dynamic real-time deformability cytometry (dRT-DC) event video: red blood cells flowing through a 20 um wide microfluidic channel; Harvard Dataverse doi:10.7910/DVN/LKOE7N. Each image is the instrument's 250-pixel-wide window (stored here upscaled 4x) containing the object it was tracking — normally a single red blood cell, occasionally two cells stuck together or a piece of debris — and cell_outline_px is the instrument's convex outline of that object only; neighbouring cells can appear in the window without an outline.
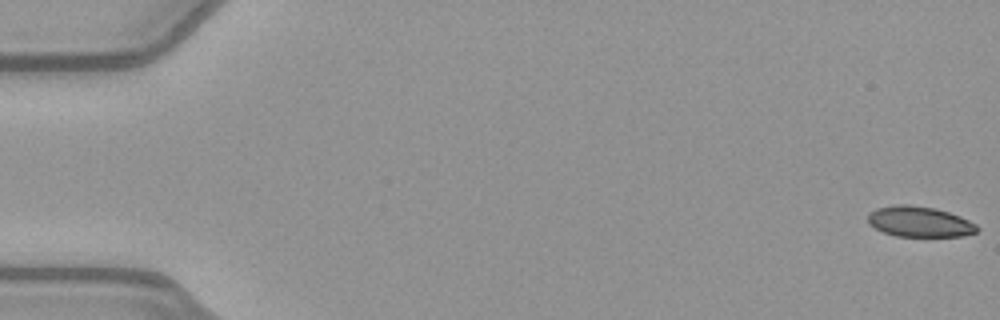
{"species": "common noctule bat (a hibernating species)", "species_latin": "Nyctalus noctula", "temperature_condition": "warm", "stored_images_in_passage": 52, "camera_frame_rate_fps": 3000, "um_per_image_px": 0.085, "animal": {"sex": "female", "body_mass_g": 21.9}, "frame": {"image": 1, "passage_image": 1, "time_ms": 0.0, "image_size_px": [1000, 320], "cell_outline_px": [[980, 228], [976, 232], [964, 236], [896, 236], [884, 232], [868, 224], [868, 212], [876, 208], [896, 204], [908, 204], [936, 208], [960, 216], [976, 224]], "centroid_in_image_um": [78.15, 18.83], "position_along_channel_um": 6.9, "area_um2": 19.54}}
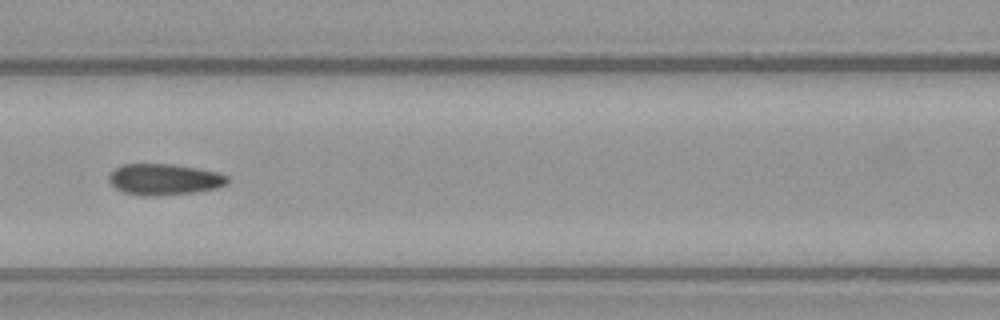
{"frame": {"image": 2, "passage_image": 24, "time_ms": 7.667, "image_size_px": [1000, 320], "cell_outline_px": [[228, 184], [216, 188], [192, 192], [148, 196], [124, 192], [116, 188], [108, 180], [108, 176], [116, 168], [124, 164], [172, 164], [196, 168], [216, 172], [228, 176]], "centroid_in_image_um": [13.96, 15.24], "position_along_channel_um": 152.6, "area_um2": 21.15}}
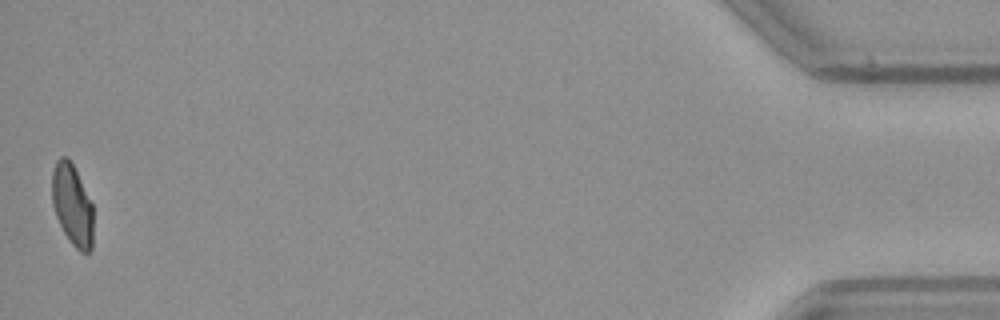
{"frame": {"image": 3, "passage_image": 52, "time_ms": 17.0, "image_size_px": [1000, 320], "cell_outline_px": [[92, 248], [88, 252], [80, 252], [72, 244], [64, 232], [56, 216], [52, 204], [52, 172], [56, 160], [60, 156], [68, 156], [92, 204]], "centroid_in_image_um": [6.12, 17.41], "position_along_channel_um": 429.1, "area_um2": 19.31}, "authors_computed_cell_mechanics": {"area_um2": 21.0392, "velocity_mm_per_s": 3.9967, "shape_relaxation_time_tau1_ms": 7.4817, "shape_relaxation_time_tau2_ms": 1.6321, "deformation_change_tau1": 0.1674, "deformation_change_tau2": 0.0692}}